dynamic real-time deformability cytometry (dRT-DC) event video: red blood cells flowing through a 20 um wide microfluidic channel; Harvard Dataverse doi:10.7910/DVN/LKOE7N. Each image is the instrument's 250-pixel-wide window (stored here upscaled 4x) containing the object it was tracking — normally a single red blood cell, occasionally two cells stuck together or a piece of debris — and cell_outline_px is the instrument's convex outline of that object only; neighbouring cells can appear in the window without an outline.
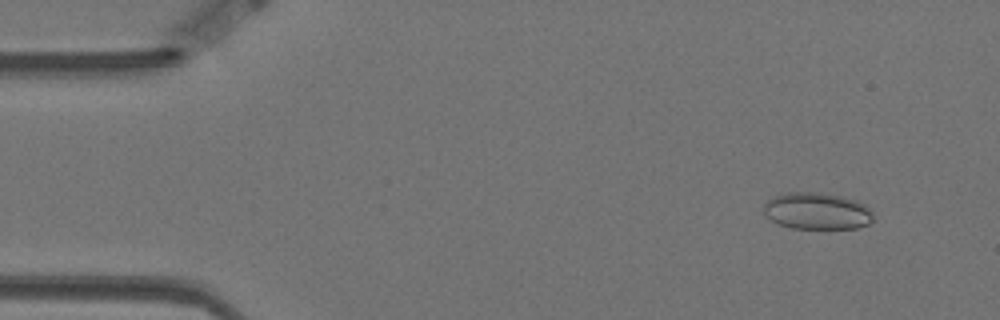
{"species": "Egyptian fruit bat (a non-hibernating species)", "species_latin": "Rousettus aegyptiacus", "temperature_condition": "warm", "stored_images_in_passage": 58, "camera_frame_rate_fps": 3000, "um_per_image_px": 0.085, "animal": {"sex": "female"}, "frame": {"image": 1, "passage_image": 5, "time_ms": 1.333, "image_size_px": [1000, 320], "cell_outline_px": [[872, 220], [868, 224], [856, 228], [792, 228], [776, 224], [764, 212], [764, 204], [772, 196], [788, 192], [816, 192], [840, 196], [856, 200], [864, 204], [872, 212]], "centroid_in_image_um": [69.42, 17.93], "position_along_channel_um": 15.6, "area_um2": 23.41}}
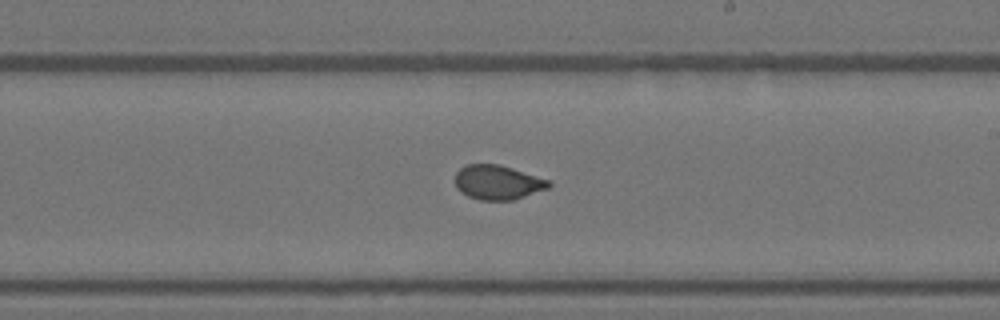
{"frame": {"image": 2, "passage_image": 33, "time_ms": 10.667, "image_size_px": [1000, 320], "cell_outline_px": [[552, 184], [548, 188], [512, 200], [480, 200], [468, 196], [460, 192], [456, 188], [456, 172], [464, 164], [500, 164], [548, 180]], "centroid_in_image_um": [42.26, 15.49], "position_along_channel_um": 246.7, "area_um2": 18.67}}
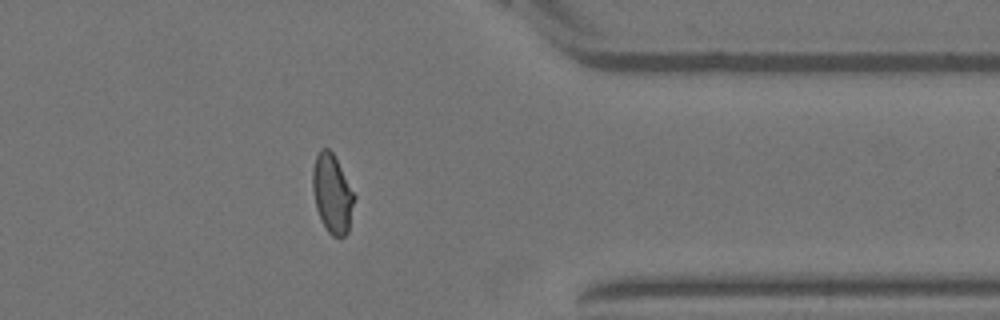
{"frame": {"image": 3, "passage_image": 46, "time_ms": 15.0, "image_size_px": [1000, 320], "cell_outline_px": [[356, 196], [348, 232], [340, 240], [332, 236], [328, 232], [320, 220], [316, 208], [312, 188], [312, 168], [316, 156], [320, 148], [328, 148], [332, 152]], "centroid_in_image_um": [28.24, 16.5], "position_along_channel_um": 383.2, "area_um2": 19.36}, "authors_computed_cell_mechanics": {"area_um2": 19.5942, "velocity_mm_per_s": 3.4952, "shape_relaxation_time_tau1_ms": 4.8193, "shape_relaxation_time_tau2_ms": 0.6138, "deformation_change_tau1": 0.1325, "deformation_change_tau2": 0.0528}}